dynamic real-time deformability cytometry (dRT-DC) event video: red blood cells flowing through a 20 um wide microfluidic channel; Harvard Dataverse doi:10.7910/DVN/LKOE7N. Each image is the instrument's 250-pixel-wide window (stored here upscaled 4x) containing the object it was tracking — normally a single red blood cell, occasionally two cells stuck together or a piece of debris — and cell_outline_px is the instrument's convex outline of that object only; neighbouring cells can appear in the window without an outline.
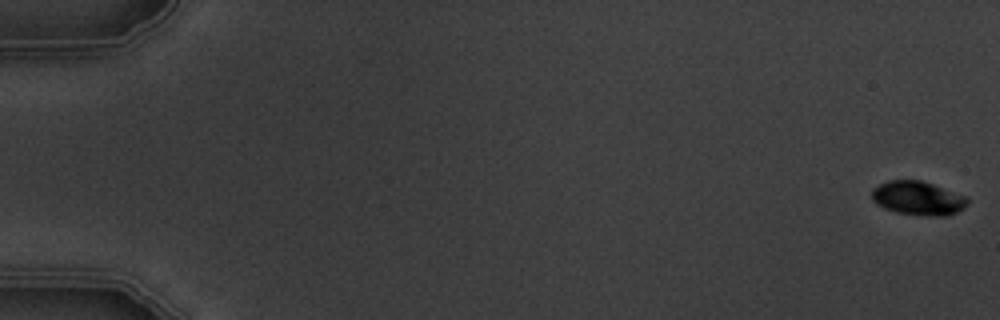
{"species": "common noctule bat (a hibernating species)", "species_latin": "Nyctalus noctula", "temperature_condition": "warm", "stored_images_in_passage": 6, "camera_frame_rate_fps": 3000, "um_per_image_px": 0.085, "animal": {"sex": "male", "body_mass_g": 19.5, "forearm_length_mm": 54.6}, "frame": {"image": 1, "passage_image": 1, "time_ms": 0.0, "image_size_px": [1000, 320], "cell_outline_px": [[968, 204], [964, 208], [948, 216], [928, 216], [896, 212], [884, 208], [876, 204], [872, 200], [872, 188], [888, 180], [920, 180], [968, 196]], "centroid_in_image_um": [78.04, 16.85], "position_along_channel_um": 7.0, "area_um2": 19.02}}